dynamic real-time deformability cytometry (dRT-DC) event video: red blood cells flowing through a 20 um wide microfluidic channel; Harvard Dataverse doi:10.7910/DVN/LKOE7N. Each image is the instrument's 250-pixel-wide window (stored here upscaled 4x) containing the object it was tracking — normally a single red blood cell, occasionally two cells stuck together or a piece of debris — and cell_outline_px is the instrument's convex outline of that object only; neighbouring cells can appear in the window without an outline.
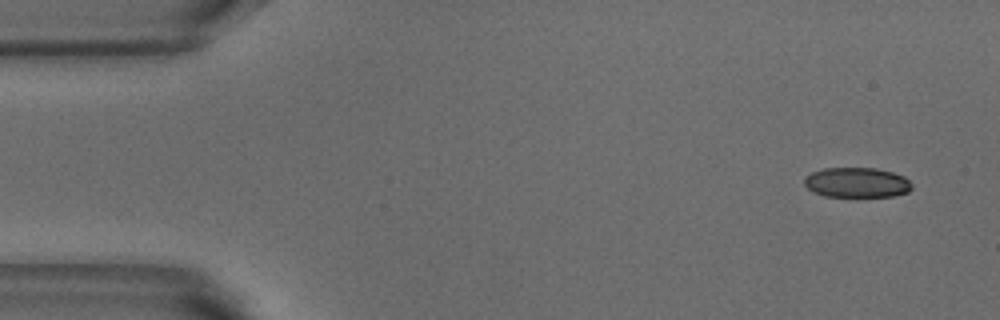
{"species": "common noctule bat (a hibernating species)", "species_latin": "Nyctalus noctula", "temperature_condition": "warm", "stored_images_in_passage": 4, "camera_frame_rate_fps": 3000, "um_per_image_px": 0.085, "animal": {"sex": "male", "body_mass_g": 18.8}, "frame": {"image": 1, "passage_image": 1, "time_ms": 0.0, "image_size_px": [1000, 320], "cell_outline_px": [[912, 188], [908, 192], [892, 196], [824, 196], [812, 192], [804, 184], [804, 176], [812, 172], [824, 168], [876, 168], [892, 172], [904, 176], [912, 184]], "centroid_in_image_um": [72.81, 15.51], "position_along_channel_um": 12.2, "area_um2": 18.84}}
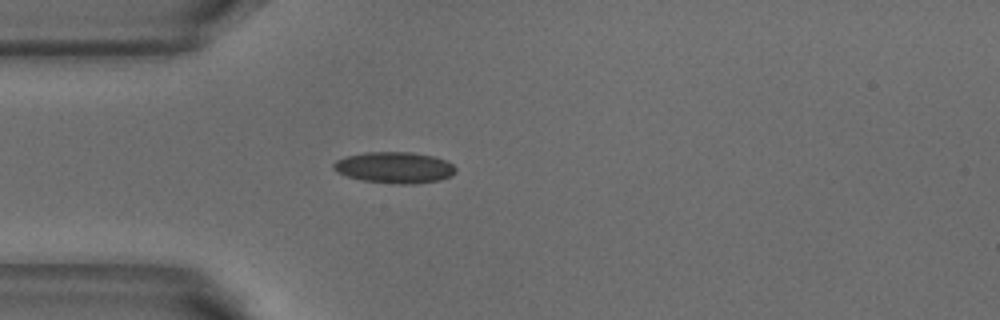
{"frame": {"image": 2, "passage_image": 4, "time_ms": 1.0, "image_size_px": [1000, 320], "cell_outline_px": [[456, 172], [452, 176], [440, 180], [416, 184], [392, 184], [364, 180], [348, 176], [336, 172], [332, 168], [332, 164], [336, 160], [344, 156], [364, 152], [412, 152], [432, 156], [448, 160], [456, 168]], "centroid_in_image_um": [33.54, 14.24], "position_along_channel_um": 51.5, "area_um2": 22.54}}